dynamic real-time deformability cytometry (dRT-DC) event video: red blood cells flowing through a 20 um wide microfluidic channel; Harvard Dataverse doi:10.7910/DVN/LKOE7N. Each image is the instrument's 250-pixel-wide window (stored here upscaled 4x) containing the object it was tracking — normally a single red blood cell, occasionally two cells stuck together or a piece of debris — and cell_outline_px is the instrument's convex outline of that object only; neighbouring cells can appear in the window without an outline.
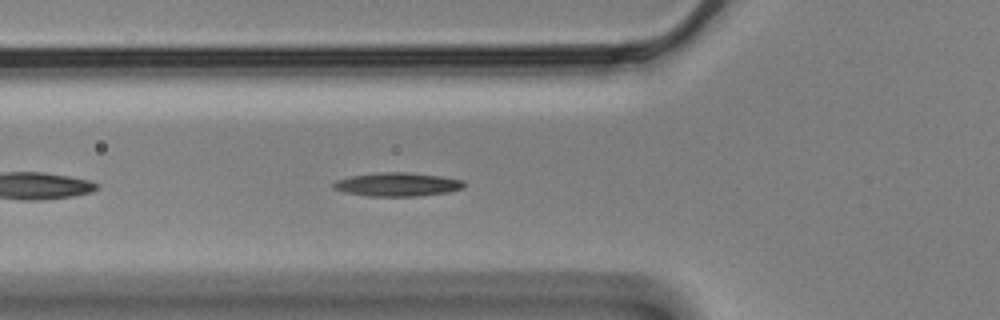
{"species": "Egyptian fruit bat (a non-hibernating species)", "species_latin": "Rousettus aegyptiacus", "temperature_condition": "cold", "stored_images_in_passage": 44, "camera_frame_rate_fps": 3000, "um_per_image_px": 0.085, "animal": {"sex": "male"}, "frame": {"image": 1, "passage_image": 6, "time_ms": 1.667, "image_size_px": [1000, 320], "cell_outline_px": [[464, 188], [448, 192], [420, 196], [368, 196], [344, 192], [332, 188], [332, 184], [336, 180], [348, 176], [380, 172], [408, 172], [440, 176], [464, 180]], "centroid_in_image_um": [33.76, 15.67], "position_along_channel_um": 92.0, "area_um2": 18.15}}
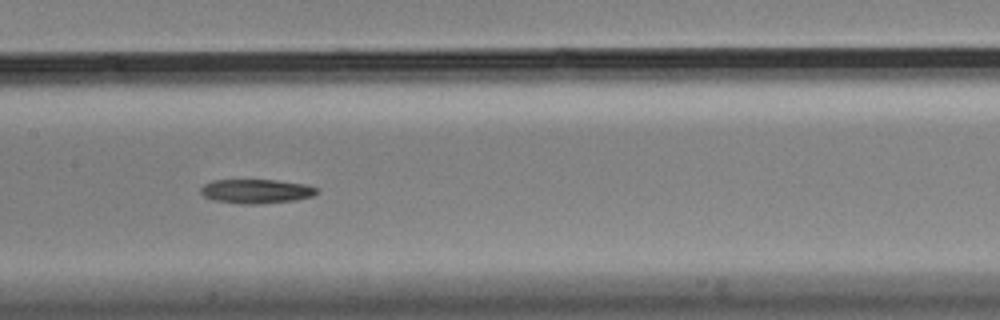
{"frame": {"image": 2, "passage_image": 14, "time_ms": 4.333, "image_size_px": [1000, 320], "cell_outline_px": [[320, 192], [312, 196], [296, 200], [260, 204], [244, 204], [216, 200], [204, 196], [200, 192], [200, 188], [204, 184], [212, 180], [276, 180], [304, 184], [316, 188]], "centroid_in_image_um": [21.79, 16.25], "position_along_channel_um": 185.6, "area_um2": 16.3}}
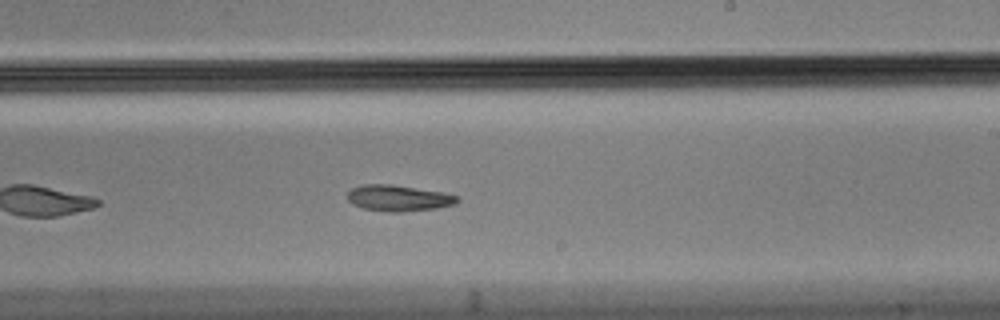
{"frame": {"image": 3, "passage_image": 20, "time_ms": 6.333, "image_size_px": [1000, 320], "cell_outline_px": [[460, 200], [456, 204], [436, 208], [400, 212], [388, 212], [360, 208], [352, 204], [348, 200], [348, 192], [352, 188], [360, 184], [392, 184], [444, 192], [460, 196]], "centroid_in_image_um": [33.88, 16.83], "position_along_channel_um": 255.1, "area_um2": 16.99}, "authors_computed_cell_mechanics": {"area_um2": 17.4267, "velocity_mm_per_s": 3.4916, "shape_relaxation_time_tau1_ms": null, "shape_relaxation_time_tau2_ms": 11.2352, "deformation_change_tau1": null, "deformation_change_tau2": 0.2138}}